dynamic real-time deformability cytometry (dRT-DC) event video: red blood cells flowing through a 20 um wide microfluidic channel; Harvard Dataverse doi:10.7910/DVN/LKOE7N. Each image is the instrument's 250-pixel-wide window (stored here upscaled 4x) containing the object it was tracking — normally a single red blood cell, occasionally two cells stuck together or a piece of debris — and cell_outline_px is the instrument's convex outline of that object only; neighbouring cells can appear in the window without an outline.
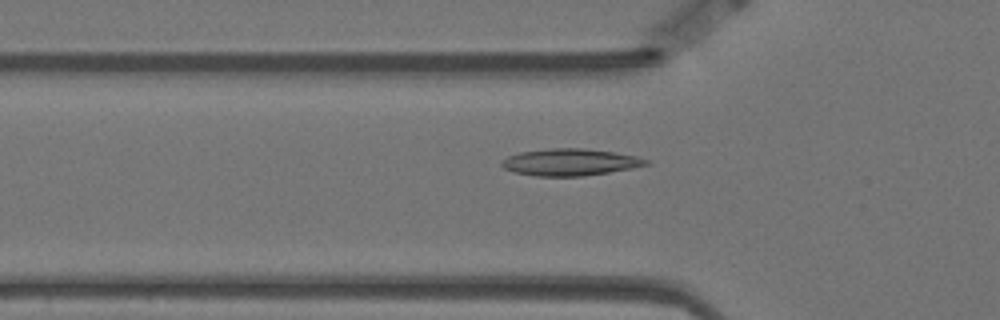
{"species": "Egyptian fruit bat (a non-hibernating species)", "species_latin": "Rousettus aegyptiacus", "temperature_condition": "warm", "stored_images_in_passage": 38, "camera_frame_rate_fps": 3000, "um_per_image_px": 0.085, "animal": {"sex": "female"}, "frame": {"image": 1, "passage_image": 3, "time_ms": 0.667, "image_size_px": [1000, 320], "cell_outline_px": [[652, 164], [632, 168], [584, 176], [536, 176], [516, 172], [504, 168], [500, 164], [500, 160], [508, 156], [520, 152], [552, 148], [584, 148], [612, 152], [636, 156], [652, 160]], "centroid_in_image_um": [48.49, 13.78], "position_along_channel_um": 77.3, "area_um2": 22.66}}
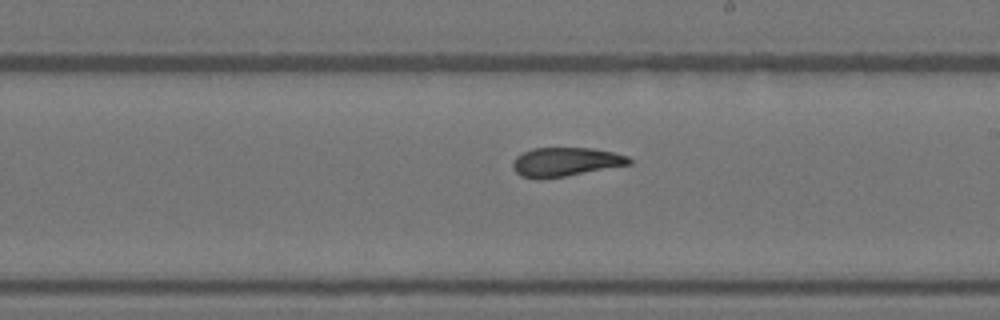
{"frame": {"image": 2, "passage_image": 17, "time_ms": 5.333, "image_size_px": [1000, 320], "cell_outline_px": [[632, 164], [564, 176], [520, 176], [512, 168], [512, 164], [516, 156], [532, 148], [592, 148], [612, 152], [628, 156], [632, 160]], "centroid_in_image_um": [48.11, 13.72], "position_along_channel_um": 240.9, "area_um2": 19.02}}
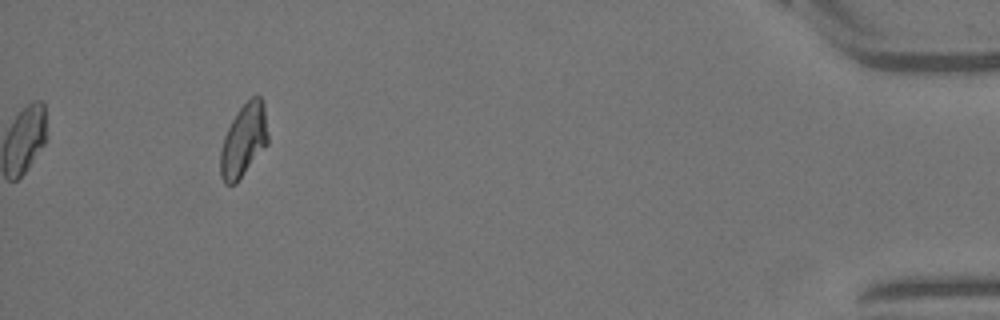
{"frame": {"image": 3, "passage_image": 38, "time_ms": 12.333, "image_size_px": [1000, 320], "cell_outline_px": [[268, 144], [236, 184], [224, 184], [220, 176], [220, 152], [224, 136], [232, 120], [240, 108], [252, 96], [260, 96], [264, 104], [268, 136]], "centroid_in_image_um": [20.71, 11.96], "position_along_channel_um": 414.5, "area_um2": 20.17}, "authors_computed_cell_mechanics": {"area_um2": 20.2589, "velocity_mm_per_s": 3.4819, "shape_relaxation_time_tau1_ms": null, "shape_relaxation_time_tau2_ms": 3.2163, "deformation_change_tau1": null, "deformation_change_tau2": 0.0853}}